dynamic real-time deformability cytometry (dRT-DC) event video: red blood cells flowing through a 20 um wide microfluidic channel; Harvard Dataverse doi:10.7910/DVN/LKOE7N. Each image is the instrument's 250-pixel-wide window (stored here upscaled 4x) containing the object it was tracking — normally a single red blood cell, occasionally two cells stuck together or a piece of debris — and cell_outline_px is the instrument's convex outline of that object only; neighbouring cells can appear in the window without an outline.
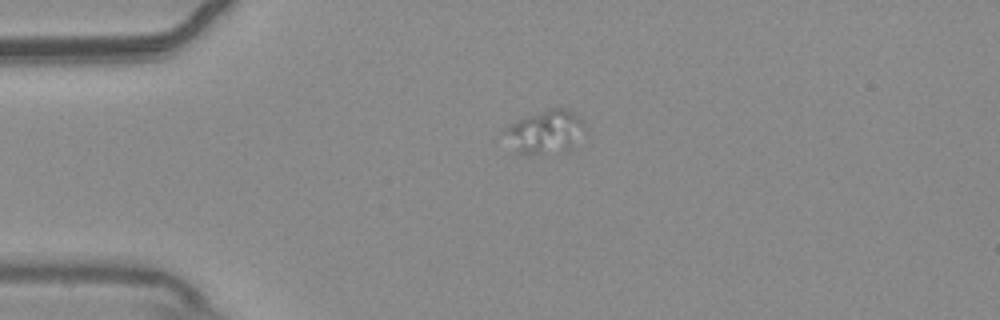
{"species": "common noctule bat (a hibernating species)", "species_latin": "Nyctalus noctula", "temperature_condition": "warm", "stored_images_in_passage": 46, "segment_of_instrument_passage": [1, 2], "camera_frame_rate_fps": 3000, "um_per_image_px": 0.085, "animal": {"sex": "male", "body_mass_g": 20.4}, "frame": {"image": 1, "passage_image": 1, "time_ms": 0.0, "image_size_px": [1000, 320], "cell_outline_px": [[584, 128], [540, 152], [528, 156], [516, 152], [504, 128], [516, 120], [548, 108], [568, 108], [576, 112], [580, 116], [584, 124]], "centroid_in_image_um": [46.17, 11.03], "position_along_channel_um": 38.8, "area_um2": 17.51}}
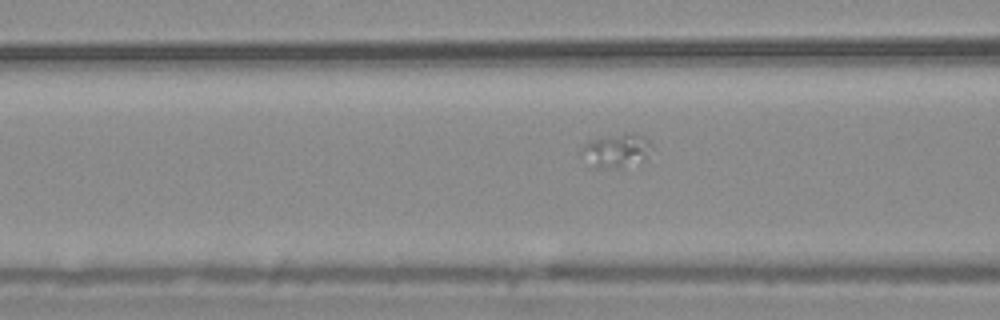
{"frame": {"image": 2, "passage_image": 10, "time_ms": 3.0, "image_size_px": [1000, 320], "cell_outline_px": [[652, 148], [648, 156], [640, 160], [620, 164], [592, 168], [580, 152], [584, 144], [588, 140], [624, 132], [628, 132], [640, 136], [648, 140], [652, 144]], "centroid_in_image_um": [52.34, 12.72], "position_along_channel_um": 114.3, "area_um2": 13.12}}
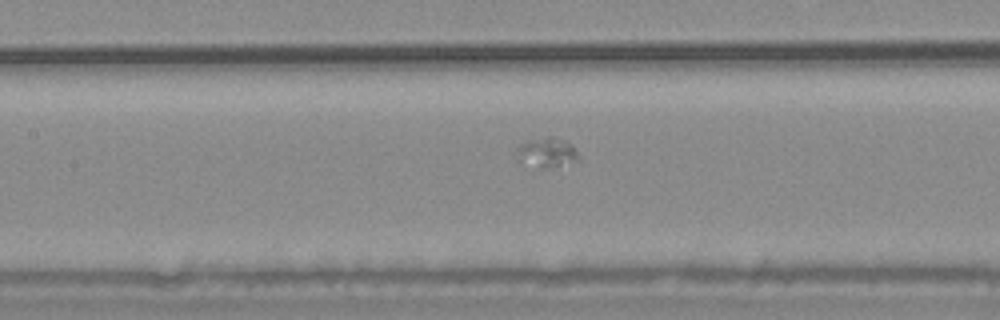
{"frame": {"image": 3, "passage_image": 14, "time_ms": 4.333, "image_size_px": [1000, 320], "cell_outline_px": [[580, 160], [552, 168], [544, 168], [516, 160], [516, 148], [520, 144], [532, 140], [548, 136], [552, 136], [564, 140], [580, 156]], "centroid_in_image_um": [46.46, 12.98], "position_along_channel_um": 160.9, "area_um2": 10.58}}